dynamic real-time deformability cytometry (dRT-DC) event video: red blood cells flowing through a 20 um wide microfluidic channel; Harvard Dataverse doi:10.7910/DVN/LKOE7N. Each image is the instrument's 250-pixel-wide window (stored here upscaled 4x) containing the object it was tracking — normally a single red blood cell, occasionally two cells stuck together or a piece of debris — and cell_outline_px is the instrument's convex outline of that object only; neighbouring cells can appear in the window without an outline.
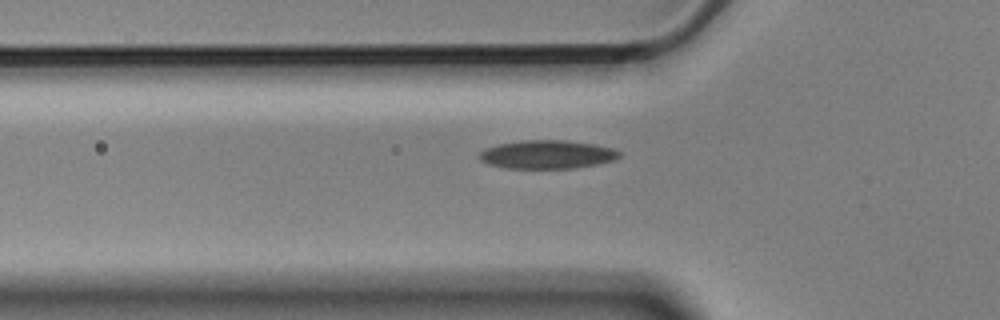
{"species": "Egyptian fruit bat (a non-hibernating species)", "species_latin": "Rousettus aegyptiacus", "temperature_condition": "cold", "stored_images_in_passage": 42, "camera_frame_rate_fps": 3000, "um_per_image_px": 0.085, "animal": {"sex": "male"}, "frame": {"image": 1, "passage_image": 11, "time_ms": 3.333, "image_size_px": [1000, 320], "cell_outline_px": [[620, 156], [612, 160], [596, 164], [576, 168], [504, 168], [488, 164], [480, 160], [480, 152], [484, 148], [500, 144], [520, 140], [568, 140], [596, 144], [612, 148], [620, 152]], "centroid_in_image_um": [46.49, 13.12], "position_along_channel_um": 79.3, "area_um2": 23.24}}
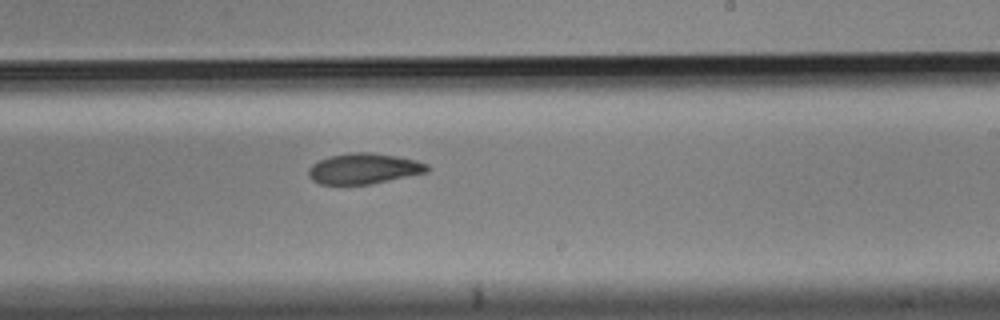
{"frame": {"image": 2, "passage_image": 26, "time_ms": 8.333, "image_size_px": [1000, 320], "cell_outline_px": [[428, 172], [372, 184], [320, 184], [312, 180], [308, 176], [308, 168], [312, 164], [328, 156], [352, 152], [368, 152], [396, 156], [416, 160], [428, 164]], "centroid_in_image_um": [30.91, 14.33], "position_along_channel_um": 258.1, "area_um2": 21.21}}
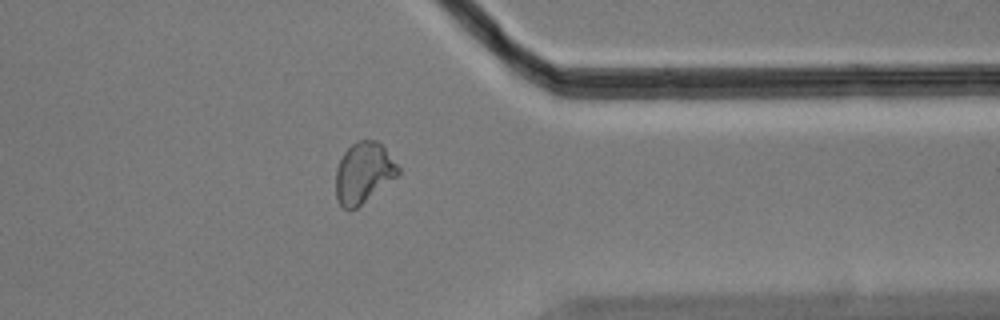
{"frame": {"image": 3, "passage_image": 37, "time_ms": 12.0, "image_size_px": [1000, 320], "cell_outline_px": [[400, 172], [396, 176], [356, 208], [344, 208], [340, 204], [336, 196], [336, 168], [344, 152], [356, 140], [376, 140], [384, 148], [400, 168]], "centroid_in_image_um": [30.88, 14.66], "position_along_channel_um": 380.5, "area_um2": 21.56}, "authors_computed_cell_mechanics": {"area_um2": 22.1085, "velocity_mm_per_s": 3.56, "shape_relaxation_time_tau1_ms": 7.7917, "shape_relaxation_time_tau2_ms": 5.4904, "deformation_change_tau1": 0.154, "deformation_change_tau2": 0.0917}}